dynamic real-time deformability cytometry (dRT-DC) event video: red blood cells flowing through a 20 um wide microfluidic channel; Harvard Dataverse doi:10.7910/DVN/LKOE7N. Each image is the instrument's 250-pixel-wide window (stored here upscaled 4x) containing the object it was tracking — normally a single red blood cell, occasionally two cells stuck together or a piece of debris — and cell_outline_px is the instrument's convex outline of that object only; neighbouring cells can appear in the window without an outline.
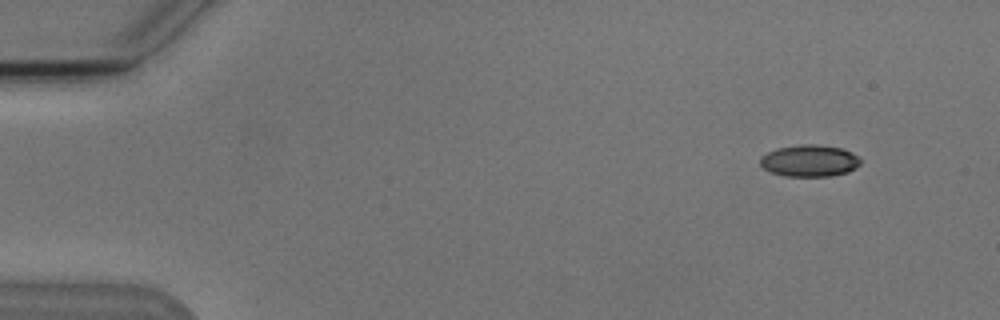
{"species": "Egyptian fruit bat (a non-hibernating species)", "species_latin": "Rousettus aegyptiacus", "temperature_condition": "cold", "stored_images_in_passage": 6, "camera_frame_rate_fps": 3000, "um_per_image_px": 0.085, "animal": {"sex": "male"}, "frame": {"image": 1, "passage_image": 1, "time_ms": 0.0, "image_size_px": [1000, 320], "cell_outline_px": [[860, 164], [856, 168], [848, 172], [832, 176], [784, 176], [772, 172], [764, 168], [760, 164], [760, 156], [768, 152], [780, 148], [804, 144], [816, 144], [840, 148], [852, 152], [860, 160]], "centroid_in_image_um": [68.82, 13.67], "position_along_channel_um": 16.2, "area_um2": 18.44}}
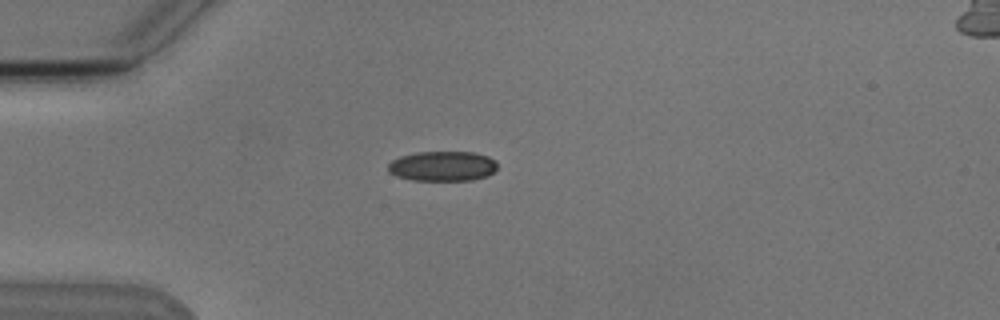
{"frame": {"image": 2, "passage_image": 4, "time_ms": 3.333, "image_size_px": [1000, 320], "cell_outline_px": [[496, 168], [488, 176], [472, 180], [412, 180], [396, 176], [388, 172], [388, 164], [392, 160], [400, 156], [416, 152], [476, 152], [488, 156], [496, 164]], "centroid_in_image_um": [37.58, 14.12], "position_along_channel_um": 47.4, "area_um2": 19.07}}